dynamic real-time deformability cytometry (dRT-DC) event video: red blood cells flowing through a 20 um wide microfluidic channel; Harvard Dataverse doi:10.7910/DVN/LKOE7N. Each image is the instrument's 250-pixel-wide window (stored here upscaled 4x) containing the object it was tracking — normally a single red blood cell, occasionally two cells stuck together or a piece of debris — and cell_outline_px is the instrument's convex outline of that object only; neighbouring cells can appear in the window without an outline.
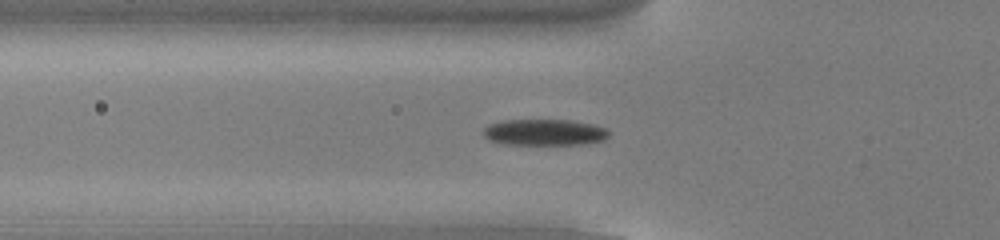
{"species": "common noctule bat (a hibernating species)", "species_latin": "Nyctalus noctula", "temperature_condition": "cold", "stored_images_in_passage": 54, "camera_frame_rate_fps": 3000, "um_per_image_px": 0.085, "animal": {"sex": "male", "body_mass_g": 13.0, "forearm_length_mm": 53.1}, "frame": {"image": 1, "passage_image": 19, "time_ms": 6.0, "image_size_px": [1000, 240], "cell_outline_px": [[608, 136], [604, 140], [580, 144], [504, 144], [488, 140], [484, 136], [484, 128], [488, 124], [504, 120], [572, 120], [592, 124], [604, 128], [608, 132]], "centroid_in_image_um": [46.24, 11.24], "position_along_channel_um": 79.6, "area_um2": 19.07}}
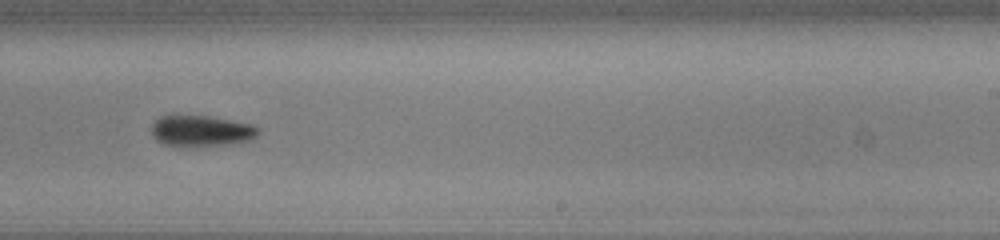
{"frame": {"image": 2, "passage_image": 34, "time_ms": 11.0, "image_size_px": [1000, 240], "cell_outline_px": [[260, 132], [256, 136], [248, 140], [228, 144], [164, 144], [156, 140], [152, 136], [152, 124], [160, 116], [208, 116], [252, 124], [260, 128]], "centroid_in_image_um": [17.13, 11.09], "position_along_channel_um": 271.9, "area_um2": 18.55}}
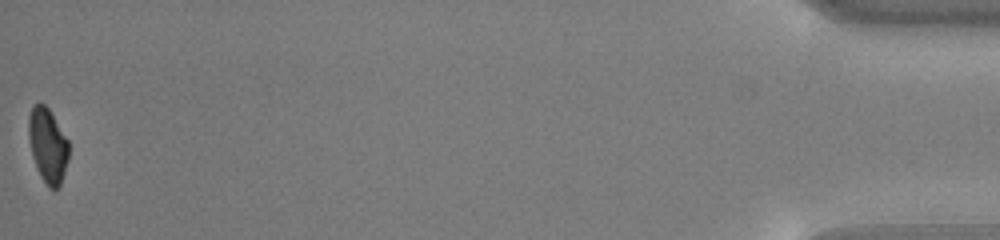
{"frame": {"image": 3, "passage_image": 54, "time_ms": 17.667, "image_size_px": [1000, 240], "cell_outline_px": [[68, 160], [60, 184], [56, 188], [48, 188], [40, 176], [36, 168], [32, 156], [28, 140], [28, 116], [32, 104], [44, 104], [48, 108], [68, 140]], "centroid_in_image_um": [4.02, 12.35], "position_along_channel_um": 431.2, "area_um2": 17.46}, "authors_computed_cell_mechanics": {"area_um2": 18.6405, "velocity_mm_per_s": 3.851, "shape_relaxation_time_tau1_ms": 3.1728, "shape_relaxation_time_tau2_ms": null, "deformation_change_tau1": 0.1195, "deformation_change_tau2": null}}